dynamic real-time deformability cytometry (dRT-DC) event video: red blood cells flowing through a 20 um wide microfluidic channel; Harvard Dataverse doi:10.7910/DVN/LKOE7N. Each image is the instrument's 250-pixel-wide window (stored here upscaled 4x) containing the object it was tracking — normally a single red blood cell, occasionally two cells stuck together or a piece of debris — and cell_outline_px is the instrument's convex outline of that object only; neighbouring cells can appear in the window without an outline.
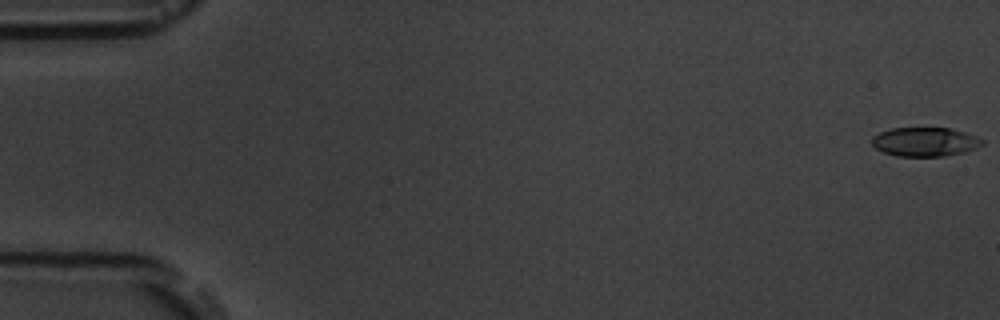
{"species": "common noctule bat (a hibernating species)", "species_latin": "Nyctalus noctula", "temperature_condition": "room temperature", "stored_images_in_passage": 7, "camera_frame_rate_fps": 3000, "um_per_image_px": 0.085, "animal": {"sex": "male", "body_mass_g": 19.5, "forearm_length_mm": 54.6}, "frame": {"image": 1, "passage_image": 1, "time_ms": 0.0, "image_size_px": [1000, 320], "cell_outline_px": [[984, 144], [976, 148], [964, 152], [944, 156], [896, 156], [884, 152], [876, 148], [872, 144], [872, 136], [880, 132], [892, 128], [948, 128], [964, 132], [984, 140]], "centroid_in_image_um": [78.61, 12.06], "position_along_channel_um": 6.4, "area_um2": 18.55}}
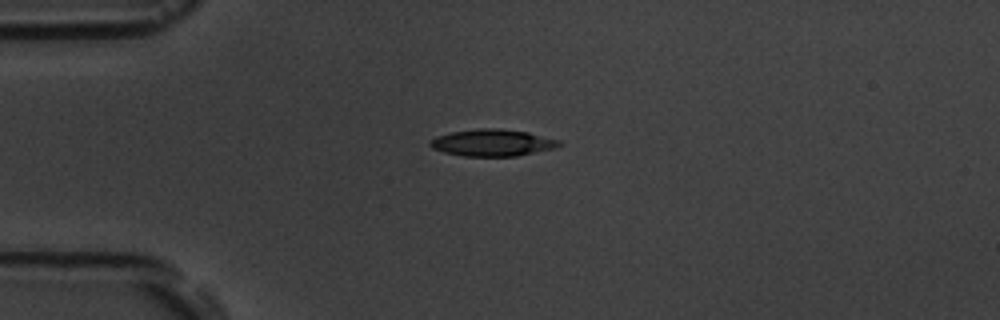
{"frame": {"image": 2, "passage_image": 5, "time_ms": 4.667, "image_size_px": [1000, 320], "cell_outline_px": [[560, 144], [552, 148], [516, 156], [464, 156], [444, 152], [432, 148], [428, 144], [436, 136], [452, 132], [480, 128], [500, 128], [528, 132], [560, 140]], "centroid_in_image_um": [41.82, 12.12], "position_along_channel_um": 43.2, "area_um2": 19.94}}
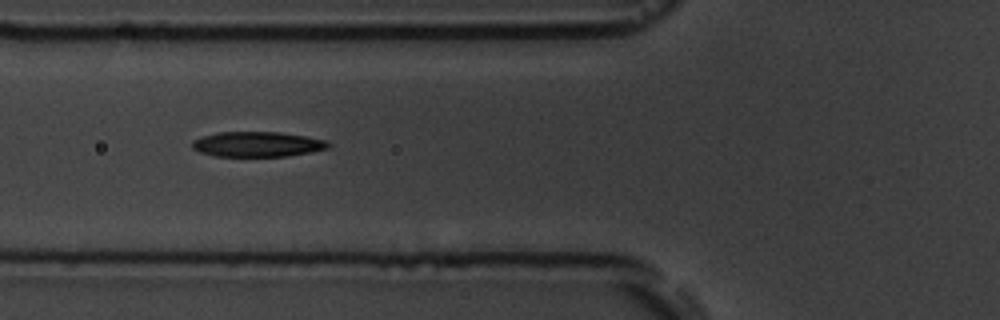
{"frame": {"image": 3, "passage_image": 7, "time_ms": 7.0, "image_size_px": [1000, 320], "cell_outline_px": [[332, 144], [328, 148], [288, 156], [216, 156], [200, 152], [192, 148], [192, 140], [204, 136], [220, 132], [280, 132], [328, 140]], "centroid_in_image_um": [21.89, 12.26], "position_along_channel_um": 103.9, "area_um2": 19.83}}